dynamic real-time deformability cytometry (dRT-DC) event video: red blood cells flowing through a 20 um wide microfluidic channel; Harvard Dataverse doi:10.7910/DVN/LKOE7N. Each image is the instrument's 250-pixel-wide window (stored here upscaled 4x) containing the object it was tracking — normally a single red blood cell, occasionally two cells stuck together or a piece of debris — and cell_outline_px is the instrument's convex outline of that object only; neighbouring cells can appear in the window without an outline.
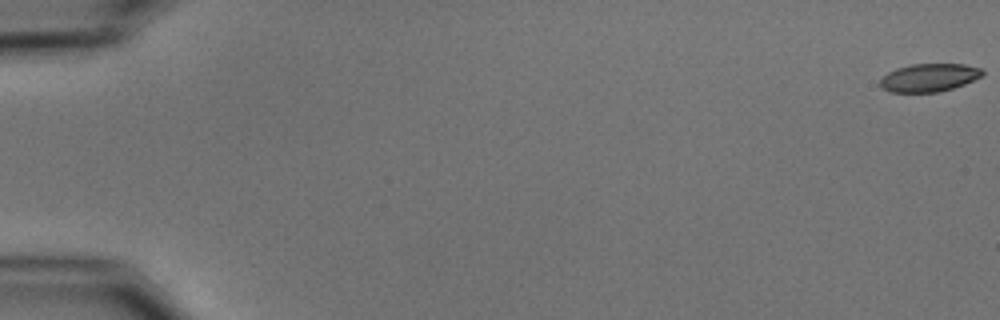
{"species": "common noctule bat (a hibernating species)", "species_latin": "Nyctalus noctula", "temperature_condition": "cold", "stored_images_in_passage": 56, "camera_frame_rate_fps": 3000, "um_per_image_px": 0.085, "animal": {"sex": "male", "body_mass_g": 15.6}, "frame": {"image": 1, "passage_image": 1, "time_ms": 0.0, "image_size_px": [1000, 320], "cell_outline_px": [[984, 76], [964, 84], [952, 88], [936, 92], [888, 92], [880, 88], [880, 80], [888, 72], [896, 68], [912, 64], [964, 64], [980, 68], [984, 72]], "centroid_in_image_um": [78.97, 6.6], "position_along_channel_um": 6.0, "area_um2": 16.76}}
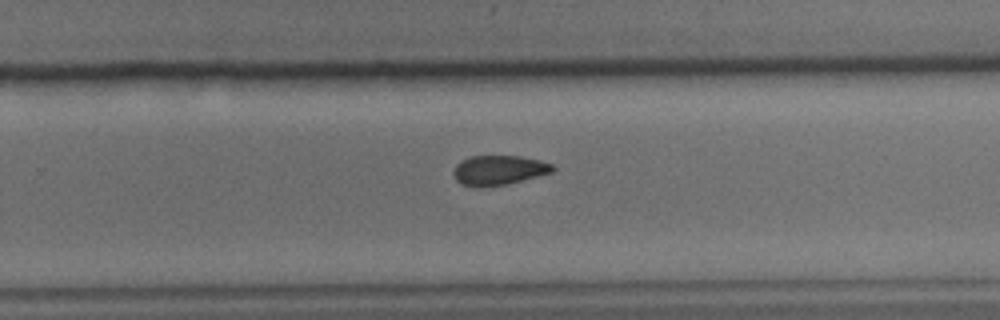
{"frame": {"image": 2, "passage_image": 37, "time_ms": 12.0, "image_size_px": [1000, 320], "cell_outline_px": [[556, 168], [552, 172], [504, 184], [480, 188], [476, 188], [460, 184], [456, 180], [452, 172], [456, 164], [460, 160], [472, 156], [520, 156], [540, 160], [552, 164]], "centroid_in_image_um": [42.34, 14.46], "position_along_channel_um": 287.5, "area_um2": 17.17}}
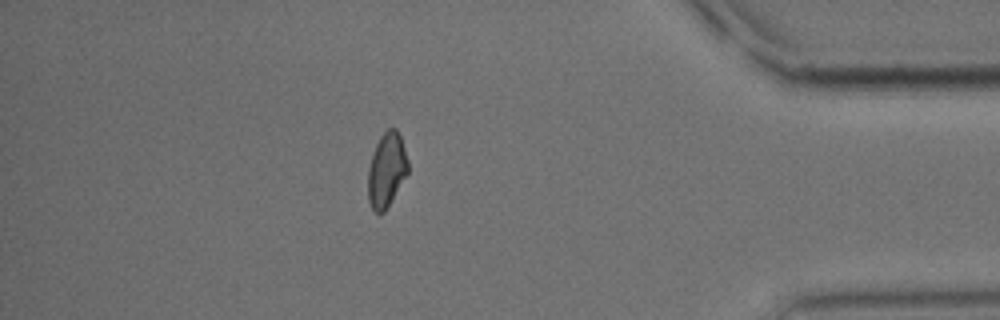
{"frame": {"image": 3, "passage_image": 49, "time_ms": 16.0, "image_size_px": [1000, 320], "cell_outline_px": [[408, 172], [384, 212], [376, 212], [372, 208], [368, 200], [368, 168], [376, 144], [380, 136], [388, 128], [396, 128], [400, 136], [408, 160]], "centroid_in_image_um": [32.85, 14.43], "position_along_channel_um": 402.3, "area_um2": 17.05}, "authors_computed_cell_mechanics": {"area_um2": 17.8024, "velocity_mm_per_s": 3.7199, "shape_relaxation_time_tau1_ms": 5.8951, "shape_relaxation_time_tau2_ms": 4.8276, "deformation_change_tau1": 0.1441, "deformation_change_tau2": 0.1018}}